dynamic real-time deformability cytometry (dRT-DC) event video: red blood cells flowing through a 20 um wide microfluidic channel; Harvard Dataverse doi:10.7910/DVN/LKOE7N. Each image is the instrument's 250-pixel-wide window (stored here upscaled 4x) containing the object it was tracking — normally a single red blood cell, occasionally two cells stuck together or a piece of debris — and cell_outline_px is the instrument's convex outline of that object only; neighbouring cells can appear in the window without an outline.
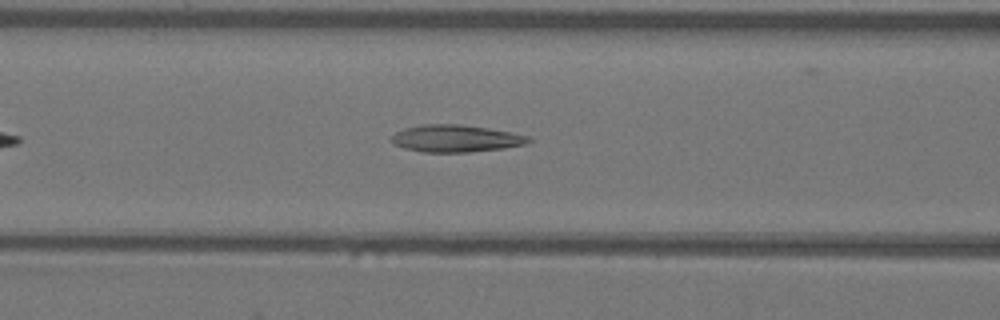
{"species": "Egyptian fruit bat (a non-hibernating species)", "species_latin": "Rousettus aegyptiacus", "temperature_condition": "warm", "stored_images_in_passage": 42, "camera_frame_rate_fps": 3000, "um_per_image_px": 0.085, "animal": {"sex": "female"}, "frame": {"image": 1, "passage_image": 11, "time_ms": 3.333, "image_size_px": [1000, 320], "cell_outline_px": [[532, 140], [528, 144], [504, 148], [468, 152], [424, 152], [404, 148], [392, 144], [392, 136], [396, 132], [404, 128], [420, 124], [460, 124], [488, 128], [512, 132], [532, 136]], "centroid_in_image_um": [38.78, 11.76], "position_along_channel_um": 127.8, "area_um2": 21.91}}
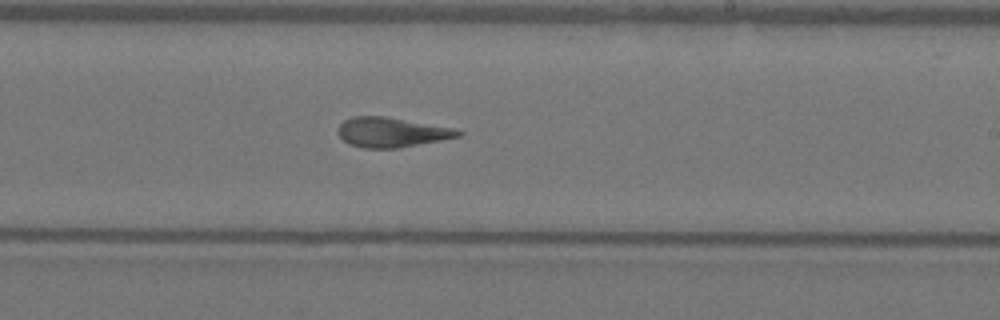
{"frame": {"image": 2, "passage_image": 21, "time_ms": 6.667, "image_size_px": [1000, 320], "cell_outline_px": [[464, 132], [460, 136], [400, 148], [364, 148], [348, 144], [340, 136], [340, 124], [344, 120], [352, 116], [384, 116], [456, 128]], "centroid_in_image_um": [33.32, 11.24], "position_along_channel_um": 255.7, "area_um2": 20.75}}
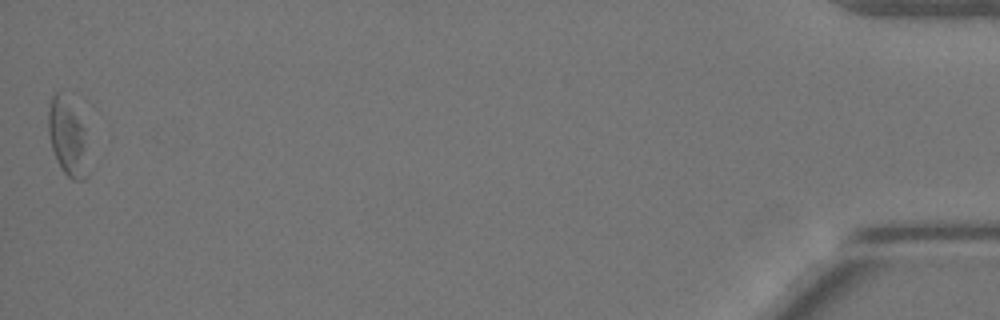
{"frame": {"image": 3, "passage_image": 42, "time_ms": 13.667, "image_size_px": [1000, 320], "cell_outline_px": [[88, 176], [84, 180], [72, 180], [60, 168], [52, 148], [48, 132], [48, 108], [52, 96], [56, 92], [60, 92], [84, 128]], "centroid_in_image_um": [5.72, 11.77], "position_along_channel_um": 429.5, "area_um2": 17.22}, "authors_computed_cell_mechanics": {"area_um2": 20.7502, "velocity_mm_per_s": 3.8531, "shape_relaxation_time_tau1_ms": null, "shape_relaxation_time_tau2_ms": 3.6815, "deformation_change_tau1": null, "deformation_change_tau2": 0.1505}}